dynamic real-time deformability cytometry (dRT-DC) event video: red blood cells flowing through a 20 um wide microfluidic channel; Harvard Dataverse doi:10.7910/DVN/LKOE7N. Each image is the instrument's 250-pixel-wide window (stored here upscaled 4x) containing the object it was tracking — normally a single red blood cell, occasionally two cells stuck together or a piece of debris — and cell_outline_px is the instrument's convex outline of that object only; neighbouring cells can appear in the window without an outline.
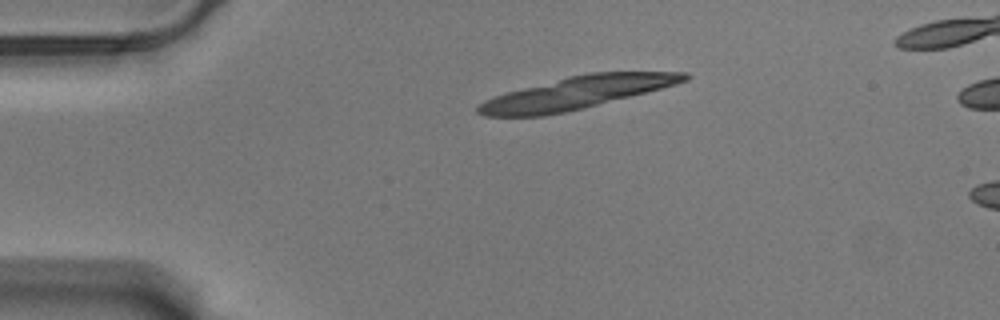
{"species": "Egyptian fruit bat (a non-hibernating species)", "species_latin": "Rousettus aegyptiacus", "temperature_condition": "warm", "stored_images_in_passage": 9, "camera_frame_rate_fps": 3000, "um_per_image_px": 0.085, "animal": {"sex": "male"}, "frame": {"image": 1, "passage_image": 1, "time_ms": 0.0, "image_size_px": [1000, 320], "cell_outline_px": [[692, 76], [688, 80], [676, 84], [564, 112], [544, 116], [484, 116], [476, 112], [476, 108], [484, 100], [508, 92], [568, 76], [588, 72], [688, 72]], "centroid_in_image_um": [48.99, 7.88], "position_along_channel_um": 36.0, "area_um2": 38.09}}